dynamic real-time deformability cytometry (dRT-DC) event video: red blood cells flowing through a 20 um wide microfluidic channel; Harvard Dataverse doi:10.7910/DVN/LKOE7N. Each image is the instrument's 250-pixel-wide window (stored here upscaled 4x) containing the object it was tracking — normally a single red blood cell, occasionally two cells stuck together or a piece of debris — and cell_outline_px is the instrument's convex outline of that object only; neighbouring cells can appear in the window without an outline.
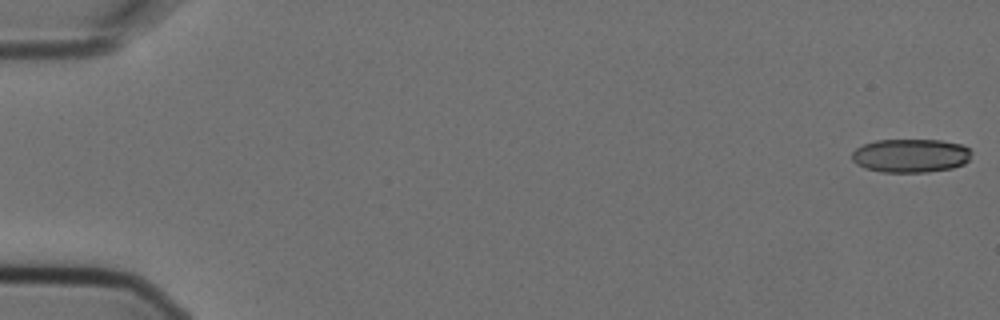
{"species": "Egyptian fruit bat (a non-hibernating species)", "species_latin": "Rousettus aegyptiacus", "temperature_condition": "cold", "stored_images_in_passage": 9, "camera_frame_rate_fps": 3000, "um_per_image_px": 0.085, "animal": {"sex": "female"}, "frame": {"image": 1, "passage_image": 1, "time_ms": 0.0, "image_size_px": [1000, 320], "cell_outline_px": [[972, 152], [968, 160], [964, 164], [952, 168], [928, 172], [880, 172], [864, 168], [856, 164], [852, 160], [852, 152], [856, 148], [864, 144], [876, 140], [940, 140], [960, 144], [968, 148]], "centroid_in_image_um": [77.38, 13.23], "position_along_channel_um": 7.6, "area_um2": 23.52}}
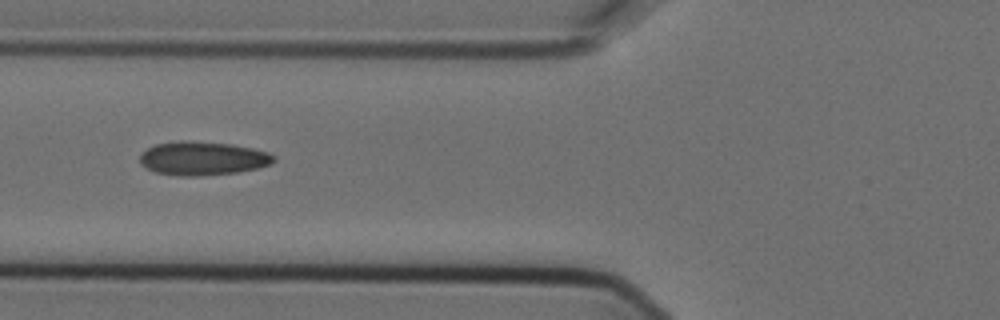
{"frame": {"image": 2, "passage_image": 7, "time_ms": 2.0, "image_size_px": [1000, 320], "cell_outline_px": [[276, 160], [272, 164], [256, 168], [236, 172], [200, 176], [180, 176], [156, 172], [140, 164], [140, 156], [148, 148], [156, 144], [180, 140], [188, 140], [232, 144], [252, 148], [268, 152], [276, 156]], "centroid_in_image_um": [17.25, 13.45], "position_along_channel_um": 108.5, "area_um2": 26.3}}
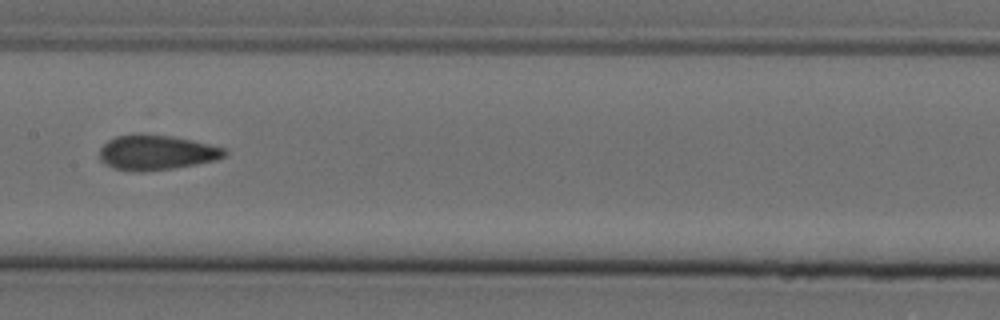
{"frame": {"image": 3, "passage_image": 9, "time_ms": 2.667, "image_size_px": [1000, 320], "cell_outline_px": [[228, 152], [224, 156], [216, 160], [196, 164], [172, 168], [144, 172], [132, 172], [112, 168], [104, 164], [100, 160], [100, 148], [108, 140], [116, 136], [136, 132], [140, 132], [172, 136], [192, 140], [228, 148]], "centroid_in_image_um": [13.28, 12.95], "position_along_channel_um": 194.1, "area_um2": 26.07}}